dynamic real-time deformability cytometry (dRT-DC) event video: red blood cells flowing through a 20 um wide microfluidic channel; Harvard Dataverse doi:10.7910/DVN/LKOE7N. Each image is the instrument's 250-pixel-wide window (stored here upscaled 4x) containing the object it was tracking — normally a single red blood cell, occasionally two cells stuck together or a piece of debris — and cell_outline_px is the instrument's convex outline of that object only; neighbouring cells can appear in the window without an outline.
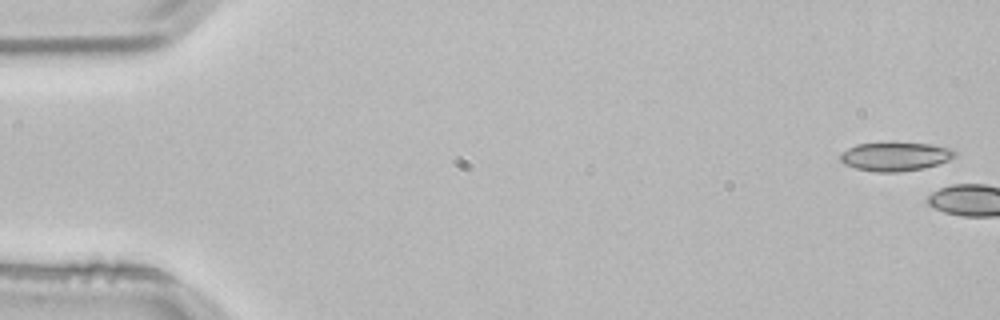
{"species": "common noctule bat (a hibernating species)", "species_latin": "Nyctalus noctula", "temperature_condition": "room temperature", "stored_images_in_passage": 6, "camera_frame_rate_fps": 3000, "um_per_image_px": 0.085, "animal": {"sex": "male", "body_mass_g": 21.5, "forearm_length_mm": 52.0}, "frame": {"image": 1, "passage_image": 1, "time_ms": 0.0, "image_size_px": [1000, 320], "cell_outline_px": [[956, 156], [948, 160], [924, 168], [900, 172], [876, 172], [856, 168], [844, 164], [840, 160], [840, 152], [856, 144], [928, 144], [952, 148], [956, 152]], "centroid_in_image_um": [76.08, 13.32], "position_along_channel_um": 8.9, "area_um2": 18.84}}
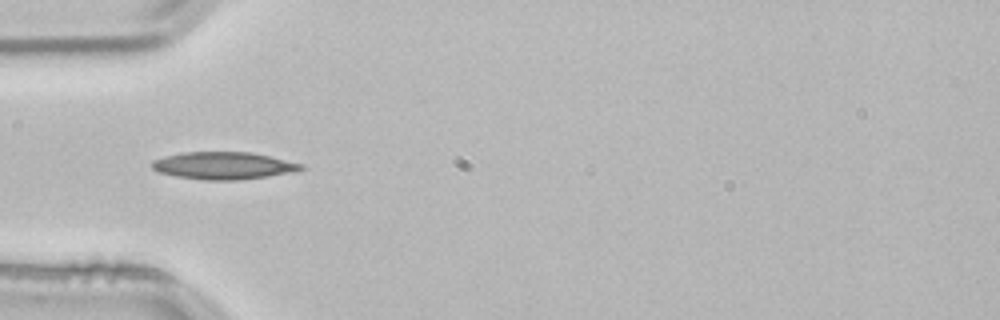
{"frame": {"image": 2, "passage_image": 5, "time_ms": 1.333, "image_size_px": [1000, 320], "cell_outline_px": [[304, 168], [288, 172], [268, 176], [236, 180], [204, 180], [176, 176], [160, 172], [152, 168], [152, 160], [164, 156], [184, 152], [248, 152], [268, 156], [304, 164]], "centroid_in_image_um": [18.95, 14.07], "position_along_channel_um": 66.1, "area_um2": 23.41}}